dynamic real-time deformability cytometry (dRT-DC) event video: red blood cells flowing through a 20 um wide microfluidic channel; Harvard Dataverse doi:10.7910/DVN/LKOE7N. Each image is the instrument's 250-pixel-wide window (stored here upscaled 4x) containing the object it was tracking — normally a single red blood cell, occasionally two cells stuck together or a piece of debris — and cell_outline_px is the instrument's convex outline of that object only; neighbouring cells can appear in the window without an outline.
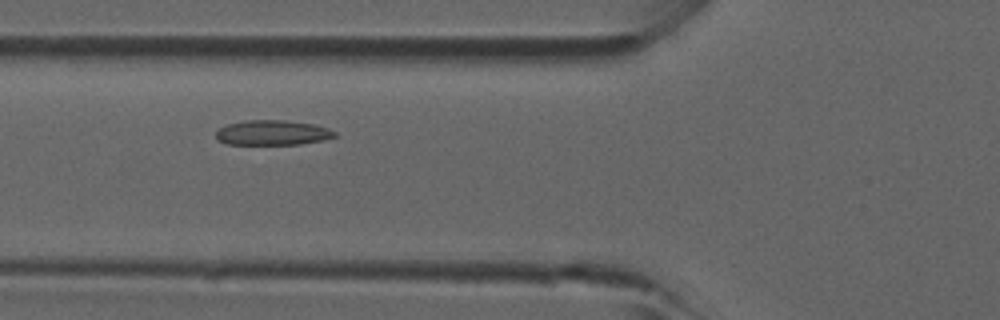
{"species": "common noctule bat (a hibernating species)", "species_latin": "Nyctalus noctula", "temperature_condition": "room temperature", "stored_images_in_passage": 42, "camera_frame_rate_fps": 3000, "um_per_image_px": 0.085, "animal": {"sex": "male", "forearm_length_mm": 52.5}, "frame": {"image": 1, "passage_image": 13, "time_ms": 4.0, "image_size_px": [1000, 320], "cell_outline_px": [[336, 136], [324, 140], [300, 144], [224, 144], [216, 140], [216, 132], [220, 128], [228, 124], [244, 120], [284, 120], [316, 124], [328, 128], [336, 132]], "centroid_in_image_um": [23.16, 11.28], "position_along_channel_um": 102.6, "area_um2": 17.4}}
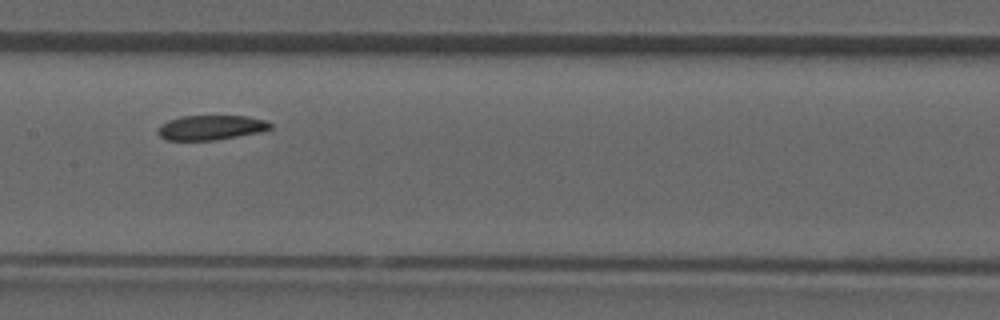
{"frame": {"image": 2, "passage_image": 19, "time_ms": 6.0, "image_size_px": [1000, 320], "cell_outline_px": [[272, 128], [260, 132], [216, 140], [164, 140], [160, 136], [160, 124], [168, 120], [180, 116], [244, 116], [264, 120], [272, 124]], "centroid_in_image_um": [17.93, 10.84], "position_along_channel_um": 189.5, "area_um2": 16.07}}